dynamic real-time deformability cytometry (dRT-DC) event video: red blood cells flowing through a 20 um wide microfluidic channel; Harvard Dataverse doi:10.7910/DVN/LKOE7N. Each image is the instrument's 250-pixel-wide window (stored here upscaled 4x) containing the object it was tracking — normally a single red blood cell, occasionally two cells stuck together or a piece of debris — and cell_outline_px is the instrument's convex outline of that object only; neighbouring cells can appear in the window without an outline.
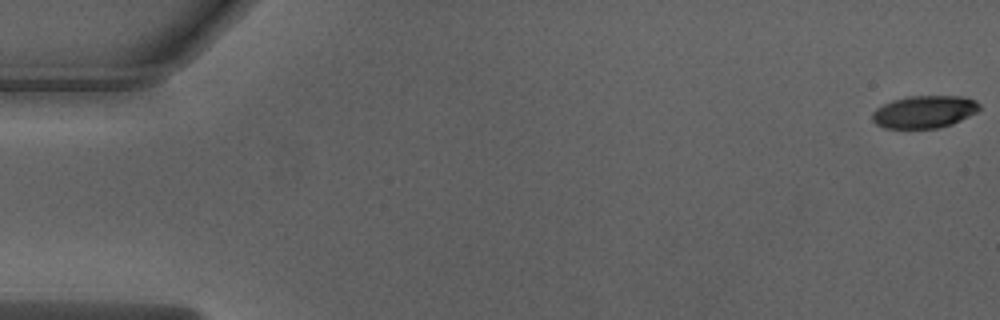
{"species": "Egyptian fruit bat (a non-hibernating species)", "species_latin": "Rousettus aegyptiacus", "temperature_condition": "warm", "stored_images_in_passage": 52, "camera_frame_rate_fps": 3000, "um_per_image_px": 0.085, "animal": {"sex": "male"}, "frame": {"image": 1, "passage_image": 1, "time_ms": 0.0, "image_size_px": [1000, 320], "cell_outline_px": [[980, 108], [976, 112], [952, 124], [940, 128], [884, 128], [876, 124], [872, 120], [872, 112], [876, 108], [892, 100], [908, 96], [960, 96], [976, 100], [980, 104]], "centroid_in_image_um": [78.55, 9.5], "position_along_channel_um": 6.4, "area_um2": 20.29}}
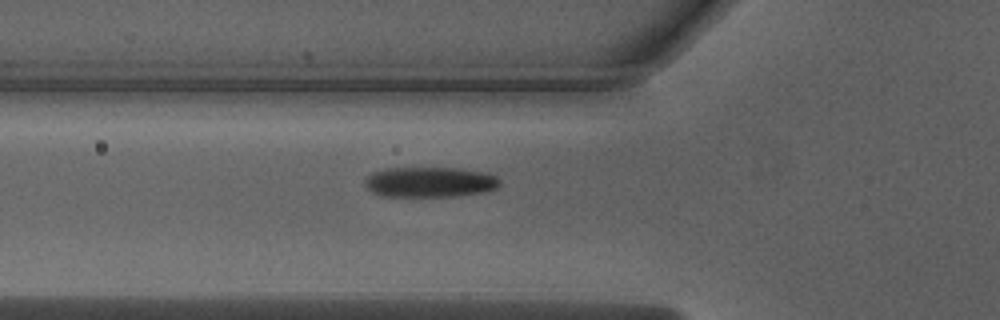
{"frame": {"image": 2, "passage_image": 19, "time_ms": 6.0, "image_size_px": [1000, 320], "cell_outline_px": [[500, 184], [496, 188], [484, 192], [456, 196], [380, 196], [372, 192], [364, 184], [364, 180], [372, 172], [384, 168], [456, 168], [488, 172], [496, 176], [500, 180]], "centroid_in_image_um": [36.54, 15.47], "position_along_channel_um": 89.3, "area_um2": 23.99}}
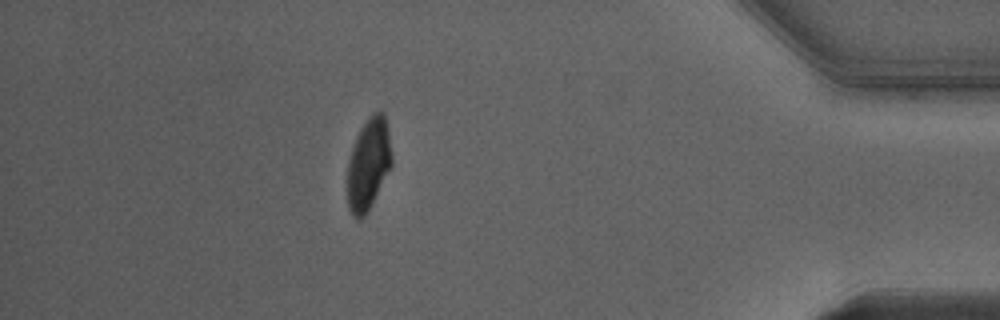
{"frame": {"image": 3, "passage_image": 46, "time_ms": 15.0, "image_size_px": [1000, 320], "cell_outline_px": [[392, 164], [372, 204], [364, 216], [360, 220], [356, 220], [352, 216], [348, 208], [348, 164], [352, 148], [356, 136], [360, 128], [368, 116], [372, 112], [384, 112], [388, 128], [392, 156]], "centroid_in_image_um": [31.32, 13.94], "position_along_channel_um": 403.9, "area_um2": 23.76}, "authors_computed_cell_mechanics": {"area_um2": 23.6691, "velocity_mm_per_s": 4.0164, "shape_relaxation_time_tau1_ms": 3.6022, "shape_relaxation_time_tau2_ms": 1.5626, "deformation_change_tau1": 0.1902, "deformation_change_tau2": 0.0414}}